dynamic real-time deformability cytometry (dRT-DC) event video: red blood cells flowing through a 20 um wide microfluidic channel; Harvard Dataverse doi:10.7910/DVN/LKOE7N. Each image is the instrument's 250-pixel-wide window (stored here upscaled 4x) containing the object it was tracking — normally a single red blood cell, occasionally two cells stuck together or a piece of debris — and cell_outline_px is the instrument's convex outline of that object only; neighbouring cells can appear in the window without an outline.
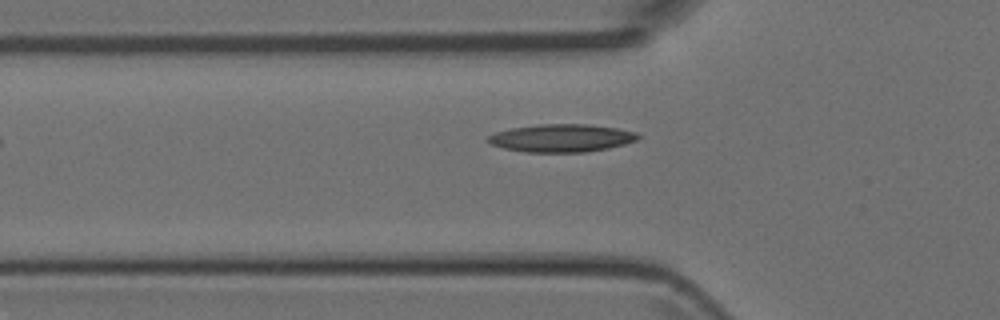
{"species": "Egyptian fruit bat (a non-hibernating species)", "species_latin": "Rousettus aegyptiacus", "temperature_condition": "room temperature", "stored_images_in_passage": 4, "camera_frame_rate_fps": 3000, "um_per_image_px": 0.085, "animal": {"sex": "female"}, "frame": {"image": 1, "passage_image": 4, "time_ms": 4.333, "image_size_px": [1000, 320], "cell_outline_px": [[640, 136], [636, 140], [624, 144], [608, 148], [584, 152], [528, 152], [504, 148], [492, 144], [488, 140], [488, 136], [496, 132], [512, 128], [540, 124], [588, 124], [616, 128], [636, 132]], "centroid_in_image_um": [47.75, 11.73], "position_along_channel_um": 78.1, "area_um2": 24.04}}